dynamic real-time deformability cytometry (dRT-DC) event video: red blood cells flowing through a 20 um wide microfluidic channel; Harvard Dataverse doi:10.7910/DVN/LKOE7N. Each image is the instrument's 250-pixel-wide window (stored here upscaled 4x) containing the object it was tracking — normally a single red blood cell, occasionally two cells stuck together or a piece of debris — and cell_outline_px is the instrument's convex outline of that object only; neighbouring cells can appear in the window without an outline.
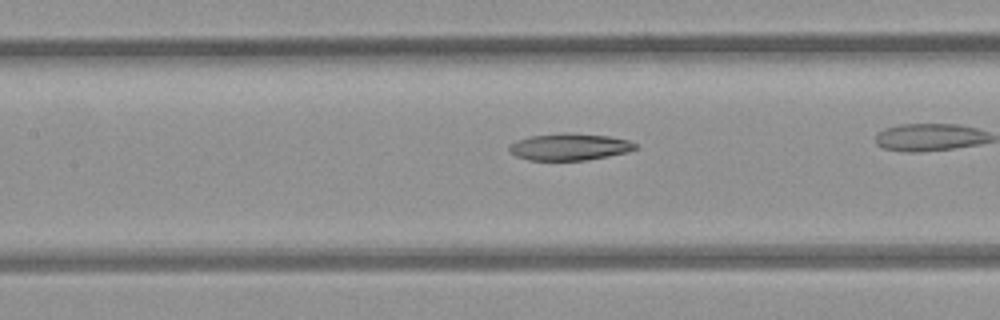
{"species": "common noctule bat (a hibernating species)", "species_latin": "Nyctalus noctula", "temperature_condition": "room temperature", "stored_images_in_passage": 25, "camera_frame_rate_fps": 3000, "um_per_image_px": 0.085, "animal": {"sex": "female", "body_mass_g": 21.9}, "frame": {"image": 1, "passage_image": 8, "time_ms": 2.333, "image_size_px": [1000, 320], "cell_outline_px": [[636, 148], [628, 152], [588, 160], [528, 160], [516, 156], [508, 148], [516, 140], [532, 136], [560, 132], [568, 132], [608, 136], [628, 140], [636, 144]], "centroid_in_image_um": [48.41, 12.47], "position_along_channel_um": 159.0, "area_um2": 19.71}}
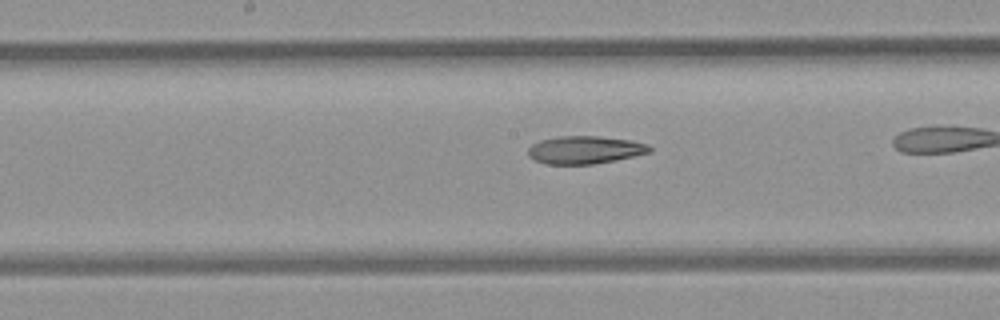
{"frame": {"image": 2, "passage_image": 11, "time_ms": 3.333, "image_size_px": [1000, 320], "cell_outline_px": [[652, 152], [592, 164], [544, 164], [528, 156], [528, 148], [532, 144], [540, 140], [560, 136], [596, 136], [632, 140], [648, 144], [652, 148]], "centroid_in_image_um": [49.71, 12.73], "position_along_channel_um": 198.5, "area_um2": 19.59}}